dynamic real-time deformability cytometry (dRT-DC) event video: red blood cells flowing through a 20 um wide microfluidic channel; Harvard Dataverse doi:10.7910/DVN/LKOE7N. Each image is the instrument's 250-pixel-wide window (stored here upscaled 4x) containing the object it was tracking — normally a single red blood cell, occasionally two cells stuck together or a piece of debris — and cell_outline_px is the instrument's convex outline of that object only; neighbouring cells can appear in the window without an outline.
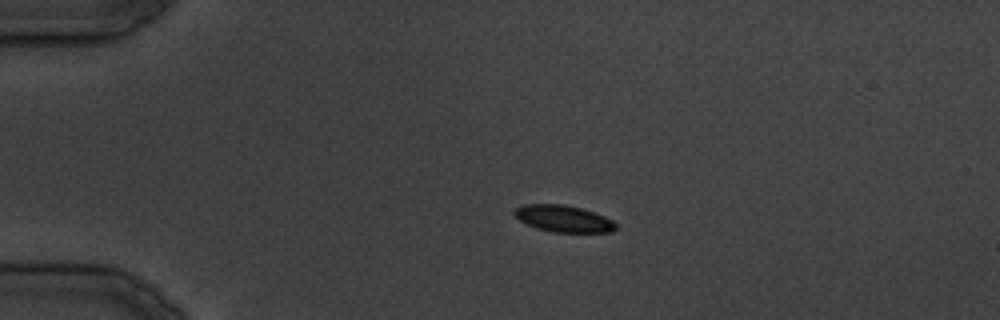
{"species": "common noctule bat (a hibernating species)", "species_latin": "Nyctalus noctula", "temperature_condition": "cold", "stored_images_in_passage": 8, "camera_frame_rate_fps": 3000, "um_per_image_px": 0.085, "animal": {"sex": "male", "body_mass_g": 19.5, "forearm_length_mm": 54.6}, "frame": {"image": 1, "passage_image": 1, "time_ms": 0.0, "image_size_px": [1000, 320], "cell_outline_px": [[616, 228], [612, 232], [552, 232], [536, 228], [520, 220], [512, 212], [516, 208], [524, 204], [564, 204], [580, 208], [604, 216], [612, 220], [616, 224]], "centroid_in_image_um": [47.88, 18.58], "position_along_channel_um": 37.1, "area_um2": 15.66}}